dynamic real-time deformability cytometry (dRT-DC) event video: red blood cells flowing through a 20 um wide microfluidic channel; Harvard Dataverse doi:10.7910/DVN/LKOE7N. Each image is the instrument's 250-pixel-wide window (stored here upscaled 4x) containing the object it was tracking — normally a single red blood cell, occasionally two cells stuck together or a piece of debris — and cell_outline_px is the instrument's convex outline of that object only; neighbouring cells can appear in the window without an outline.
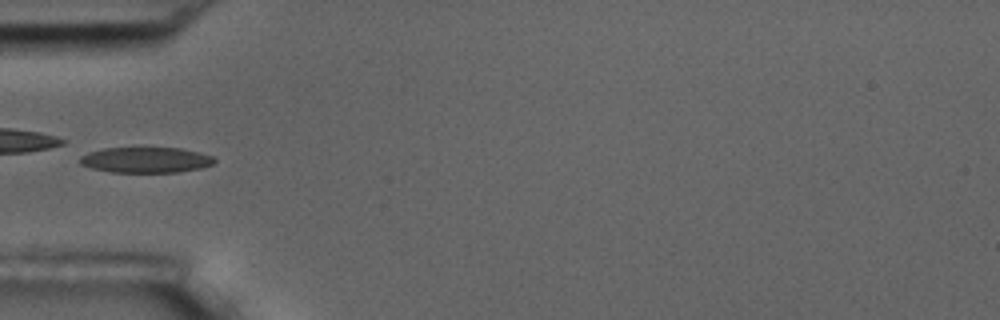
{"species": "common noctule bat (a hibernating species)", "species_latin": "Nyctalus noctula", "temperature_condition": "room temperature", "stored_images_in_passage": 6, "camera_frame_rate_fps": 3000, "um_per_image_px": 0.085, "animal": {"sex": "male", "body_mass_g": 17.5, "forearm_length_mm": 52.3}, "frame": {"image": 1, "passage_image": 6, "time_ms": 6.0, "image_size_px": [1000, 320], "cell_outline_px": [[216, 160], [212, 164], [200, 168], [176, 172], [112, 172], [92, 168], [80, 164], [80, 156], [88, 152], [104, 148], [180, 148], [212, 156]], "centroid_in_image_um": [12.36, 13.59], "position_along_channel_um": 72.6, "area_um2": 19.83}}